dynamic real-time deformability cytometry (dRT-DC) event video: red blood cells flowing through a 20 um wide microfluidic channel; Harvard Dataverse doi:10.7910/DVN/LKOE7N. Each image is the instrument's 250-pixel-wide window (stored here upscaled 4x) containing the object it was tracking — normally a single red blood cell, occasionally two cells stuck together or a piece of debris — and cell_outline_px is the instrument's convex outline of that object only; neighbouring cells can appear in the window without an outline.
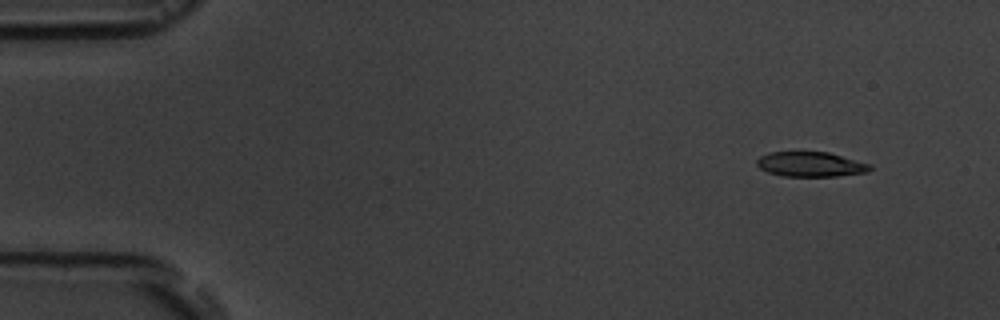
{"species": "common noctule bat (a hibernating species)", "species_latin": "Nyctalus noctula", "temperature_condition": "room temperature", "stored_images_in_passage": 5, "camera_frame_rate_fps": 3000, "um_per_image_px": 0.085, "animal": {"sex": "male", "body_mass_g": 19.5, "forearm_length_mm": 54.6}, "frame": {"image": 1, "passage_image": 2, "time_ms": 1.0, "image_size_px": [1000, 320], "cell_outline_px": [[872, 168], [868, 172], [836, 176], [784, 176], [768, 172], [760, 168], [756, 164], [756, 160], [760, 156], [768, 152], [828, 152], [872, 164]], "centroid_in_image_um": [68.91, 13.96], "position_along_channel_um": 16.1, "area_um2": 16.42}}
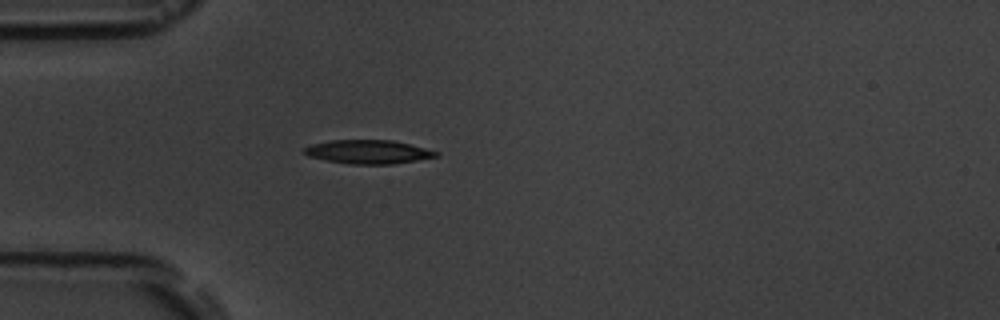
{"frame": {"image": 2, "passage_image": 5, "time_ms": 4.667, "image_size_px": [1000, 320], "cell_outline_px": [[440, 156], [392, 164], [348, 164], [308, 156], [304, 152], [304, 148], [312, 144], [332, 140], [392, 140], [440, 152]], "centroid_in_image_um": [31.31, 12.91], "position_along_channel_um": 53.7, "area_um2": 18.03}}